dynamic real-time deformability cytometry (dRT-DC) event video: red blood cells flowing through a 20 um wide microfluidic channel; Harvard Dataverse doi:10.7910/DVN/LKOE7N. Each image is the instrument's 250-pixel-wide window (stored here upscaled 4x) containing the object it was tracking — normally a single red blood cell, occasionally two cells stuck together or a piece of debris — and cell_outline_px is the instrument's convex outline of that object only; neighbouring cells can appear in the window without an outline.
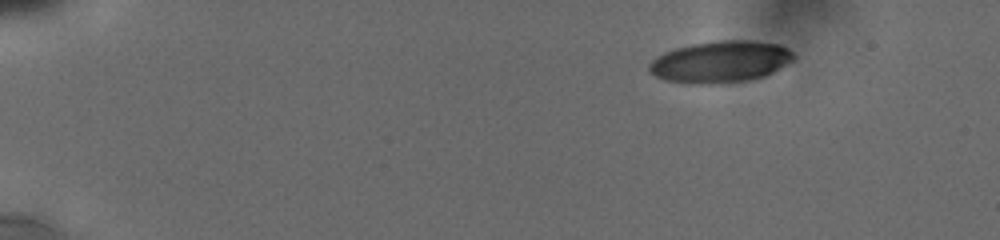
{"species": "human", "species_latin": "Homo sapiens", "temperature_condition": "cold", "stored_images_in_passage": 14, "camera_frame_rate_fps": 3000, "um_per_image_px": 0.085, "donor": {"sex": "male"}, "frame": {"image": 1, "passage_image": 1, "time_ms": 0.0, "image_size_px": [1000, 240], "cell_outline_px": [[796, 56], [792, 60], [772, 72], [764, 76], [748, 80], [708, 84], [696, 84], [668, 80], [656, 76], [648, 68], [648, 64], [656, 56], [664, 52], [676, 48], [692, 44], [720, 40], [748, 40], [776, 44], [788, 48]], "centroid_in_image_um": [61.23, 5.24], "position_along_channel_um": 23.8, "area_um2": 34.68}}
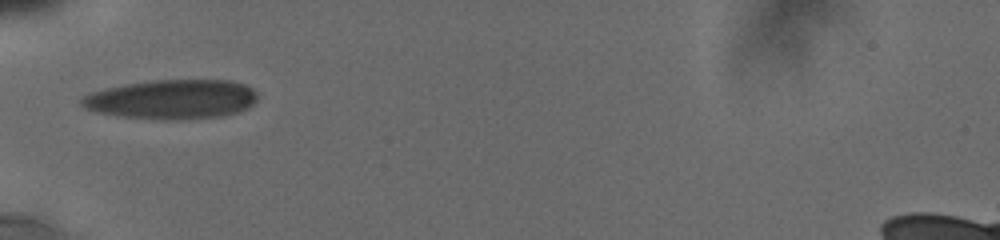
{"frame": {"image": 2, "passage_image": 12, "time_ms": 4.333, "image_size_px": [1000, 240], "cell_outline_px": [[256, 100], [248, 108], [236, 112], [220, 116], [164, 120], [124, 116], [100, 112], [88, 108], [80, 104], [80, 100], [84, 96], [92, 92], [104, 88], [124, 84], [152, 80], [232, 80], [244, 84], [252, 88], [256, 92]], "centroid_in_image_um": [14.63, 8.42], "position_along_channel_um": 70.4, "area_um2": 40.0}}